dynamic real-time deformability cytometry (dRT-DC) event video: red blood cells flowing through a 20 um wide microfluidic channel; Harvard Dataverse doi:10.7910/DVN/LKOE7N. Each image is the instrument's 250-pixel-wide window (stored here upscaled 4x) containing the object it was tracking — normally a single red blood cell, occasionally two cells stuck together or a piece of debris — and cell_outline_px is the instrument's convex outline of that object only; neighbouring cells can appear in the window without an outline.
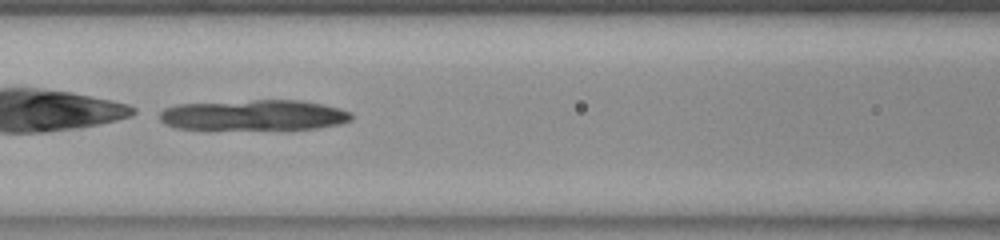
{"species": "common noctule bat (a hibernating species)", "species_latin": "Nyctalus noctula", "temperature_condition": "room temperature", "stored_images_in_passage": 22, "camera_frame_rate_fps": 3000, "um_per_image_px": 0.085, "animal": {"sex": "female", "body_mass_g": 23.0, "forearm_length_mm": 53.4}, "frame": {"image": 1, "passage_image": 7, "time_ms": 2.0, "image_size_px": [1000, 240], "cell_outline_px": [[352, 120], [340, 124], [316, 128], [176, 128], [164, 124], [160, 120], [160, 112], [164, 108], [176, 104], [252, 100], [300, 100], [324, 104], [340, 108], [352, 112]], "centroid_in_image_um": [21.6, 9.76], "position_along_channel_um": 145.0, "area_um2": 33.81}}